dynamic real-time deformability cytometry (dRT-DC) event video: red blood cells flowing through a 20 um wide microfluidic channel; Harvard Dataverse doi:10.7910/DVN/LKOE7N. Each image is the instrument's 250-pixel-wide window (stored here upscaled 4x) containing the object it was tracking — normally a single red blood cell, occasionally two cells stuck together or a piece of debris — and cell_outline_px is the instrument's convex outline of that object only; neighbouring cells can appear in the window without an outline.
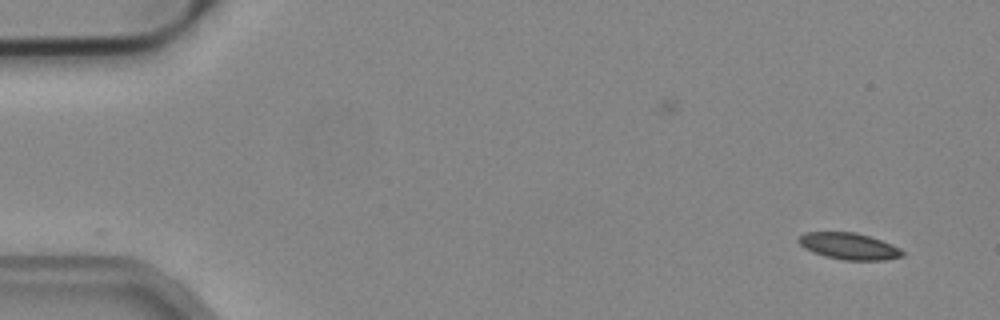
{"species": "common noctule bat (a hibernating species)", "species_latin": "Nyctalus noctula", "temperature_condition": "cold", "stored_images_in_passage": 32, "camera_frame_rate_fps": 3000, "um_per_image_px": 0.085, "animal": {"sex": "male", "body_mass_g": 19.2, "forearm_length_mm": 51.8}, "frame": {"image": 1, "passage_image": 1, "time_ms": 0.0, "image_size_px": [1000, 320], "cell_outline_px": [[904, 256], [884, 260], [844, 260], [824, 256], [812, 252], [804, 248], [796, 240], [804, 232], [856, 232], [892, 244], [900, 248], [904, 252]], "centroid_in_image_um": [72.15, 20.93], "position_along_channel_um": 12.9, "area_um2": 16.13}}
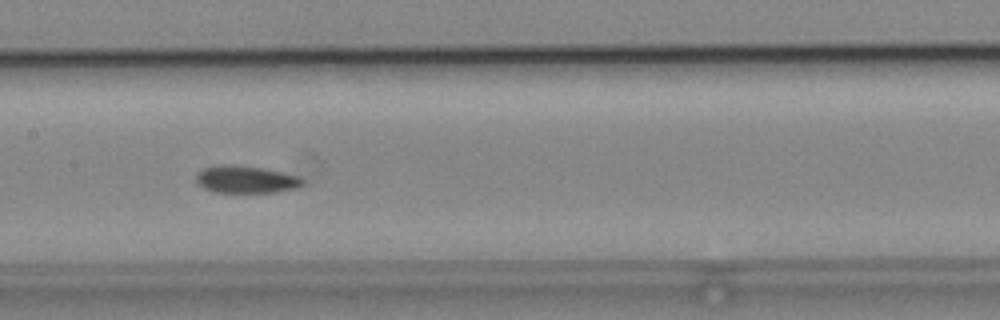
{"frame": {"image": 2, "passage_image": 24, "time_ms": 7.667, "image_size_px": [1000, 320], "cell_outline_px": [[304, 184], [296, 188], [272, 192], [216, 192], [204, 188], [196, 184], [196, 172], [204, 168], [220, 164], [232, 164], [264, 168], [284, 172], [296, 176], [304, 180]], "centroid_in_image_um": [20.86, 15.24], "position_along_channel_um": 186.5, "area_um2": 17.05}}
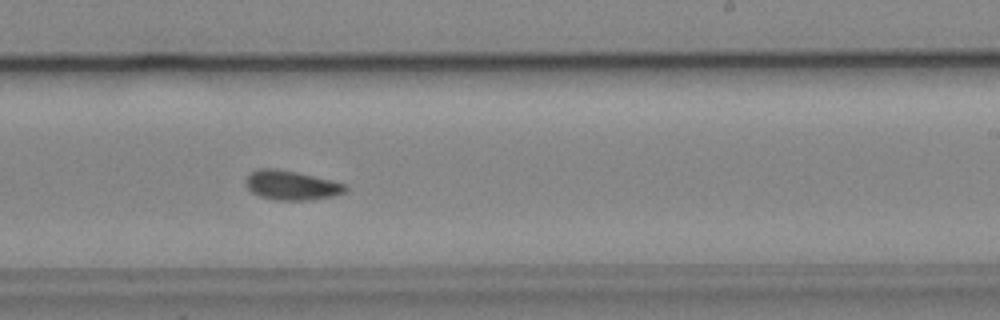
{"frame": {"image": 3, "passage_image": 30, "time_ms": 9.667, "image_size_px": [1000, 320], "cell_outline_px": [[348, 188], [344, 192], [332, 196], [308, 200], [276, 200], [260, 196], [252, 192], [248, 188], [244, 180], [252, 172], [260, 168], [276, 168], [296, 172], [344, 184]], "centroid_in_image_um": [24.73, 15.75], "position_along_channel_um": 264.3, "area_um2": 16.7}}